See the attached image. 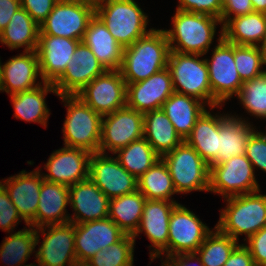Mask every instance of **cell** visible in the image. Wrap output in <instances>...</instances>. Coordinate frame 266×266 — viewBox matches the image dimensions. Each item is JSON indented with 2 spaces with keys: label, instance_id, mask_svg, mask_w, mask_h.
<instances>
[{
  "label": "cell",
  "instance_id": "6da1fadb",
  "mask_svg": "<svg viewBox=\"0 0 266 266\" xmlns=\"http://www.w3.org/2000/svg\"><path fill=\"white\" fill-rule=\"evenodd\" d=\"M170 51L164 29L153 28L123 49L120 72L125 82H140L165 69Z\"/></svg>",
  "mask_w": 266,
  "mask_h": 266
},
{
  "label": "cell",
  "instance_id": "7a4b0ae2",
  "mask_svg": "<svg viewBox=\"0 0 266 266\" xmlns=\"http://www.w3.org/2000/svg\"><path fill=\"white\" fill-rule=\"evenodd\" d=\"M172 29H164L170 50L183 54L206 55L216 35L221 20L204 14L176 9L172 17Z\"/></svg>",
  "mask_w": 266,
  "mask_h": 266
},
{
  "label": "cell",
  "instance_id": "3957f363",
  "mask_svg": "<svg viewBox=\"0 0 266 266\" xmlns=\"http://www.w3.org/2000/svg\"><path fill=\"white\" fill-rule=\"evenodd\" d=\"M259 191L224 199L227 205L220 210V218L216 227L224 234L244 241L266 226V194Z\"/></svg>",
  "mask_w": 266,
  "mask_h": 266
},
{
  "label": "cell",
  "instance_id": "277c9868",
  "mask_svg": "<svg viewBox=\"0 0 266 266\" xmlns=\"http://www.w3.org/2000/svg\"><path fill=\"white\" fill-rule=\"evenodd\" d=\"M67 107L63 124L64 145L90 153L99 152L103 116L85 104L76 95H60Z\"/></svg>",
  "mask_w": 266,
  "mask_h": 266
},
{
  "label": "cell",
  "instance_id": "5b68a950",
  "mask_svg": "<svg viewBox=\"0 0 266 266\" xmlns=\"http://www.w3.org/2000/svg\"><path fill=\"white\" fill-rule=\"evenodd\" d=\"M117 42L126 48L149 33L148 16L135 0H108L95 10Z\"/></svg>",
  "mask_w": 266,
  "mask_h": 266
},
{
  "label": "cell",
  "instance_id": "8992f818",
  "mask_svg": "<svg viewBox=\"0 0 266 266\" xmlns=\"http://www.w3.org/2000/svg\"><path fill=\"white\" fill-rule=\"evenodd\" d=\"M202 56L170 51L167 68L170 71L176 93L195 97L204 102L210 110H213L208 66ZM200 57L202 59H199Z\"/></svg>",
  "mask_w": 266,
  "mask_h": 266
},
{
  "label": "cell",
  "instance_id": "52a82bcc",
  "mask_svg": "<svg viewBox=\"0 0 266 266\" xmlns=\"http://www.w3.org/2000/svg\"><path fill=\"white\" fill-rule=\"evenodd\" d=\"M161 158L168 167L177 193L209 191L210 167L185 141Z\"/></svg>",
  "mask_w": 266,
  "mask_h": 266
},
{
  "label": "cell",
  "instance_id": "ba28073f",
  "mask_svg": "<svg viewBox=\"0 0 266 266\" xmlns=\"http://www.w3.org/2000/svg\"><path fill=\"white\" fill-rule=\"evenodd\" d=\"M221 32V33H220ZM219 33L218 44L213 48L211 59H206L209 83L213 95V107L222 108V104L238 95L243 81L234 61V44L223 38V26Z\"/></svg>",
  "mask_w": 266,
  "mask_h": 266
},
{
  "label": "cell",
  "instance_id": "9c48e42d",
  "mask_svg": "<svg viewBox=\"0 0 266 266\" xmlns=\"http://www.w3.org/2000/svg\"><path fill=\"white\" fill-rule=\"evenodd\" d=\"M254 167L245 154L210 166L209 191L223 198L260 190Z\"/></svg>",
  "mask_w": 266,
  "mask_h": 266
},
{
  "label": "cell",
  "instance_id": "30bf717a",
  "mask_svg": "<svg viewBox=\"0 0 266 266\" xmlns=\"http://www.w3.org/2000/svg\"><path fill=\"white\" fill-rule=\"evenodd\" d=\"M144 137V114L127 105L103 116L99 152L113 155Z\"/></svg>",
  "mask_w": 266,
  "mask_h": 266
},
{
  "label": "cell",
  "instance_id": "8fae6325",
  "mask_svg": "<svg viewBox=\"0 0 266 266\" xmlns=\"http://www.w3.org/2000/svg\"><path fill=\"white\" fill-rule=\"evenodd\" d=\"M95 10L72 0H59L39 26V35H52L82 42Z\"/></svg>",
  "mask_w": 266,
  "mask_h": 266
},
{
  "label": "cell",
  "instance_id": "7c38bea8",
  "mask_svg": "<svg viewBox=\"0 0 266 266\" xmlns=\"http://www.w3.org/2000/svg\"><path fill=\"white\" fill-rule=\"evenodd\" d=\"M211 231L193 211L178 203L169 218L167 259L175 254L196 253Z\"/></svg>",
  "mask_w": 266,
  "mask_h": 266
},
{
  "label": "cell",
  "instance_id": "4fadbf2b",
  "mask_svg": "<svg viewBox=\"0 0 266 266\" xmlns=\"http://www.w3.org/2000/svg\"><path fill=\"white\" fill-rule=\"evenodd\" d=\"M127 84L120 70H106L95 77L76 96L104 116L126 106Z\"/></svg>",
  "mask_w": 266,
  "mask_h": 266
},
{
  "label": "cell",
  "instance_id": "5bb4252c",
  "mask_svg": "<svg viewBox=\"0 0 266 266\" xmlns=\"http://www.w3.org/2000/svg\"><path fill=\"white\" fill-rule=\"evenodd\" d=\"M89 178L109 198L138 190V181L117 160L108 154L95 152L89 160Z\"/></svg>",
  "mask_w": 266,
  "mask_h": 266
},
{
  "label": "cell",
  "instance_id": "9a60e30c",
  "mask_svg": "<svg viewBox=\"0 0 266 266\" xmlns=\"http://www.w3.org/2000/svg\"><path fill=\"white\" fill-rule=\"evenodd\" d=\"M40 233L43 234L44 239L35 253L36 262L42 266H71L77 262L74 223L36 228V234Z\"/></svg>",
  "mask_w": 266,
  "mask_h": 266
},
{
  "label": "cell",
  "instance_id": "2e32d148",
  "mask_svg": "<svg viewBox=\"0 0 266 266\" xmlns=\"http://www.w3.org/2000/svg\"><path fill=\"white\" fill-rule=\"evenodd\" d=\"M178 202L166 200H146L143 207V215L136 233L132 236L134 239L138 234L143 233L152 243L153 248L150 251V259L153 262L161 255L167 260V243L169 234V218ZM166 253V254H165Z\"/></svg>",
  "mask_w": 266,
  "mask_h": 266
},
{
  "label": "cell",
  "instance_id": "e0dca14e",
  "mask_svg": "<svg viewBox=\"0 0 266 266\" xmlns=\"http://www.w3.org/2000/svg\"><path fill=\"white\" fill-rule=\"evenodd\" d=\"M105 71L90 48L80 42L64 73L53 83L57 96L76 95Z\"/></svg>",
  "mask_w": 266,
  "mask_h": 266
},
{
  "label": "cell",
  "instance_id": "ac0fdd59",
  "mask_svg": "<svg viewBox=\"0 0 266 266\" xmlns=\"http://www.w3.org/2000/svg\"><path fill=\"white\" fill-rule=\"evenodd\" d=\"M126 234L108 217L75 224L78 262H87L98 251L119 242Z\"/></svg>",
  "mask_w": 266,
  "mask_h": 266
},
{
  "label": "cell",
  "instance_id": "d6986e66",
  "mask_svg": "<svg viewBox=\"0 0 266 266\" xmlns=\"http://www.w3.org/2000/svg\"><path fill=\"white\" fill-rule=\"evenodd\" d=\"M126 84V105L143 114L161 109L165 100L175 92L167 67L143 81Z\"/></svg>",
  "mask_w": 266,
  "mask_h": 266
},
{
  "label": "cell",
  "instance_id": "ffe728a7",
  "mask_svg": "<svg viewBox=\"0 0 266 266\" xmlns=\"http://www.w3.org/2000/svg\"><path fill=\"white\" fill-rule=\"evenodd\" d=\"M41 170L39 167L31 172L22 170L17 175L0 181L27 226L35 227L39 193L44 180Z\"/></svg>",
  "mask_w": 266,
  "mask_h": 266
},
{
  "label": "cell",
  "instance_id": "44dd1931",
  "mask_svg": "<svg viewBox=\"0 0 266 266\" xmlns=\"http://www.w3.org/2000/svg\"><path fill=\"white\" fill-rule=\"evenodd\" d=\"M91 154L84 149L66 146L53 151L45 163L48 174L42 173L43 179L69 187L88 178Z\"/></svg>",
  "mask_w": 266,
  "mask_h": 266
},
{
  "label": "cell",
  "instance_id": "7402d4cb",
  "mask_svg": "<svg viewBox=\"0 0 266 266\" xmlns=\"http://www.w3.org/2000/svg\"><path fill=\"white\" fill-rule=\"evenodd\" d=\"M80 40L52 35H39L37 54L40 79L54 83L65 71Z\"/></svg>",
  "mask_w": 266,
  "mask_h": 266
},
{
  "label": "cell",
  "instance_id": "603a6c76",
  "mask_svg": "<svg viewBox=\"0 0 266 266\" xmlns=\"http://www.w3.org/2000/svg\"><path fill=\"white\" fill-rule=\"evenodd\" d=\"M39 58L37 51H23V53L10 58L5 64L0 60V92L9 95L32 90L44 82H37Z\"/></svg>",
  "mask_w": 266,
  "mask_h": 266
},
{
  "label": "cell",
  "instance_id": "cb8c5ba5",
  "mask_svg": "<svg viewBox=\"0 0 266 266\" xmlns=\"http://www.w3.org/2000/svg\"><path fill=\"white\" fill-rule=\"evenodd\" d=\"M110 199L88 177L69 186V205L73 216L69 222L81 224L108 218Z\"/></svg>",
  "mask_w": 266,
  "mask_h": 266
},
{
  "label": "cell",
  "instance_id": "d4e9b609",
  "mask_svg": "<svg viewBox=\"0 0 266 266\" xmlns=\"http://www.w3.org/2000/svg\"><path fill=\"white\" fill-rule=\"evenodd\" d=\"M82 42L90 48L105 70H120L124 48L96 15L90 20Z\"/></svg>",
  "mask_w": 266,
  "mask_h": 266
},
{
  "label": "cell",
  "instance_id": "484cf974",
  "mask_svg": "<svg viewBox=\"0 0 266 266\" xmlns=\"http://www.w3.org/2000/svg\"><path fill=\"white\" fill-rule=\"evenodd\" d=\"M223 114L219 115L217 164L224 163L231 157L245 154L247 141L256 129L248 120H245L246 118L242 119L231 113Z\"/></svg>",
  "mask_w": 266,
  "mask_h": 266
},
{
  "label": "cell",
  "instance_id": "4316f807",
  "mask_svg": "<svg viewBox=\"0 0 266 266\" xmlns=\"http://www.w3.org/2000/svg\"><path fill=\"white\" fill-rule=\"evenodd\" d=\"M69 205V187L43 180L35 216V228L69 223L66 207Z\"/></svg>",
  "mask_w": 266,
  "mask_h": 266
},
{
  "label": "cell",
  "instance_id": "83f0119b",
  "mask_svg": "<svg viewBox=\"0 0 266 266\" xmlns=\"http://www.w3.org/2000/svg\"><path fill=\"white\" fill-rule=\"evenodd\" d=\"M50 92L57 95L53 83L44 82L32 90L9 95L15 112L14 117L29 123H39L46 128L51 113L47 108L45 96Z\"/></svg>",
  "mask_w": 266,
  "mask_h": 266
},
{
  "label": "cell",
  "instance_id": "f1b7e54d",
  "mask_svg": "<svg viewBox=\"0 0 266 266\" xmlns=\"http://www.w3.org/2000/svg\"><path fill=\"white\" fill-rule=\"evenodd\" d=\"M210 166L218 163L219 115L207 109L197 119L191 133L184 140Z\"/></svg>",
  "mask_w": 266,
  "mask_h": 266
},
{
  "label": "cell",
  "instance_id": "f546056e",
  "mask_svg": "<svg viewBox=\"0 0 266 266\" xmlns=\"http://www.w3.org/2000/svg\"><path fill=\"white\" fill-rule=\"evenodd\" d=\"M206 104L199 99L174 92L162 105L176 132L183 140L191 133L197 119L206 110Z\"/></svg>",
  "mask_w": 266,
  "mask_h": 266
},
{
  "label": "cell",
  "instance_id": "4dcf8cb0",
  "mask_svg": "<svg viewBox=\"0 0 266 266\" xmlns=\"http://www.w3.org/2000/svg\"><path fill=\"white\" fill-rule=\"evenodd\" d=\"M223 38L232 44L259 46L266 39V13L252 12L229 19Z\"/></svg>",
  "mask_w": 266,
  "mask_h": 266
},
{
  "label": "cell",
  "instance_id": "1f68e13d",
  "mask_svg": "<svg viewBox=\"0 0 266 266\" xmlns=\"http://www.w3.org/2000/svg\"><path fill=\"white\" fill-rule=\"evenodd\" d=\"M144 138L160 157L184 141L162 109L144 114Z\"/></svg>",
  "mask_w": 266,
  "mask_h": 266
},
{
  "label": "cell",
  "instance_id": "d6a6232c",
  "mask_svg": "<svg viewBox=\"0 0 266 266\" xmlns=\"http://www.w3.org/2000/svg\"><path fill=\"white\" fill-rule=\"evenodd\" d=\"M40 27L21 7L11 17L10 22L0 32V43L10 50L24 48V51H36Z\"/></svg>",
  "mask_w": 266,
  "mask_h": 266
},
{
  "label": "cell",
  "instance_id": "836d02e7",
  "mask_svg": "<svg viewBox=\"0 0 266 266\" xmlns=\"http://www.w3.org/2000/svg\"><path fill=\"white\" fill-rule=\"evenodd\" d=\"M145 196L139 191L110 199L108 217L126 234L133 236L143 215Z\"/></svg>",
  "mask_w": 266,
  "mask_h": 266
},
{
  "label": "cell",
  "instance_id": "e575fe53",
  "mask_svg": "<svg viewBox=\"0 0 266 266\" xmlns=\"http://www.w3.org/2000/svg\"><path fill=\"white\" fill-rule=\"evenodd\" d=\"M40 235L36 234V228L28 225L17 232H10L0 246L1 262L7 266H21L28 261L35 247L40 242ZM24 263V264H23Z\"/></svg>",
  "mask_w": 266,
  "mask_h": 266
},
{
  "label": "cell",
  "instance_id": "d590c367",
  "mask_svg": "<svg viewBox=\"0 0 266 266\" xmlns=\"http://www.w3.org/2000/svg\"><path fill=\"white\" fill-rule=\"evenodd\" d=\"M138 190L147 200H166L176 202L172 198L175 191L168 167L160 158L138 179Z\"/></svg>",
  "mask_w": 266,
  "mask_h": 266
},
{
  "label": "cell",
  "instance_id": "8d00e7d4",
  "mask_svg": "<svg viewBox=\"0 0 266 266\" xmlns=\"http://www.w3.org/2000/svg\"><path fill=\"white\" fill-rule=\"evenodd\" d=\"M114 155L119 163L137 179L161 158L144 137L131 142Z\"/></svg>",
  "mask_w": 266,
  "mask_h": 266
},
{
  "label": "cell",
  "instance_id": "74e56055",
  "mask_svg": "<svg viewBox=\"0 0 266 266\" xmlns=\"http://www.w3.org/2000/svg\"><path fill=\"white\" fill-rule=\"evenodd\" d=\"M238 242L230 235L222 233L215 226L196 253L204 266H223L234 248L239 244Z\"/></svg>",
  "mask_w": 266,
  "mask_h": 266
},
{
  "label": "cell",
  "instance_id": "f35d334b",
  "mask_svg": "<svg viewBox=\"0 0 266 266\" xmlns=\"http://www.w3.org/2000/svg\"><path fill=\"white\" fill-rule=\"evenodd\" d=\"M135 239L125 235L119 242L98 251L87 261L90 266H133Z\"/></svg>",
  "mask_w": 266,
  "mask_h": 266
},
{
  "label": "cell",
  "instance_id": "ab89813d",
  "mask_svg": "<svg viewBox=\"0 0 266 266\" xmlns=\"http://www.w3.org/2000/svg\"><path fill=\"white\" fill-rule=\"evenodd\" d=\"M237 98L252 116L266 119V74L243 82Z\"/></svg>",
  "mask_w": 266,
  "mask_h": 266
},
{
  "label": "cell",
  "instance_id": "60d3db41",
  "mask_svg": "<svg viewBox=\"0 0 266 266\" xmlns=\"http://www.w3.org/2000/svg\"><path fill=\"white\" fill-rule=\"evenodd\" d=\"M234 61L243 82L252 80L263 73L261 52L258 46L234 44Z\"/></svg>",
  "mask_w": 266,
  "mask_h": 266
},
{
  "label": "cell",
  "instance_id": "b9f144b4",
  "mask_svg": "<svg viewBox=\"0 0 266 266\" xmlns=\"http://www.w3.org/2000/svg\"><path fill=\"white\" fill-rule=\"evenodd\" d=\"M245 155L252 163L254 170L258 168L266 173V135L264 132L255 130L250 135Z\"/></svg>",
  "mask_w": 266,
  "mask_h": 266
},
{
  "label": "cell",
  "instance_id": "7bdbcfd3",
  "mask_svg": "<svg viewBox=\"0 0 266 266\" xmlns=\"http://www.w3.org/2000/svg\"><path fill=\"white\" fill-rule=\"evenodd\" d=\"M177 10L221 19L223 0H178Z\"/></svg>",
  "mask_w": 266,
  "mask_h": 266
},
{
  "label": "cell",
  "instance_id": "ee69618b",
  "mask_svg": "<svg viewBox=\"0 0 266 266\" xmlns=\"http://www.w3.org/2000/svg\"><path fill=\"white\" fill-rule=\"evenodd\" d=\"M22 220L17 208L11 202L8 192L0 184V229L13 232L15 226Z\"/></svg>",
  "mask_w": 266,
  "mask_h": 266
},
{
  "label": "cell",
  "instance_id": "f6af8a7d",
  "mask_svg": "<svg viewBox=\"0 0 266 266\" xmlns=\"http://www.w3.org/2000/svg\"><path fill=\"white\" fill-rule=\"evenodd\" d=\"M59 0H21V7L40 26Z\"/></svg>",
  "mask_w": 266,
  "mask_h": 266
},
{
  "label": "cell",
  "instance_id": "bcb514c9",
  "mask_svg": "<svg viewBox=\"0 0 266 266\" xmlns=\"http://www.w3.org/2000/svg\"><path fill=\"white\" fill-rule=\"evenodd\" d=\"M256 266L266 263V226L245 240Z\"/></svg>",
  "mask_w": 266,
  "mask_h": 266
},
{
  "label": "cell",
  "instance_id": "7dc6e473",
  "mask_svg": "<svg viewBox=\"0 0 266 266\" xmlns=\"http://www.w3.org/2000/svg\"><path fill=\"white\" fill-rule=\"evenodd\" d=\"M254 12L251 0H223L222 26L231 18ZM233 15V16H232Z\"/></svg>",
  "mask_w": 266,
  "mask_h": 266
},
{
  "label": "cell",
  "instance_id": "c3c4849f",
  "mask_svg": "<svg viewBox=\"0 0 266 266\" xmlns=\"http://www.w3.org/2000/svg\"><path fill=\"white\" fill-rule=\"evenodd\" d=\"M223 266H256L249 249L244 244H238Z\"/></svg>",
  "mask_w": 266,
  "mask_h": 266
},
{
  "label": "cell",
  "instance_id": "681fc988",
  "mask_svg": "<svg viewBox=\"0 0 266 266\" xmlns=\"http://www.w3.org/2000/svg\"><path fill=\"white\" fill-rule=\"evenodd\" d=\"M21 8V0H0V32L6 28L14 13Z\"/></svg>",
  "mask_w": 266,
  "mask_h": 266
},
{
  "label": "cell",
  "instance_id": "f907efd6",
  "mask_svg": "<svg viewBox=\"0 0 266 266\" xmlns=\"http://www.w3.org/2000/svg\"><path fill=\"white\" fill-rule=\"evenodd\" d=\"M166 262L170 266H204L197 253H181L170 256ZM192 263V264H191ZM195 263V264H194Z\"/></svg>",
  "mask_w": 266,
  "mask_h": 266
},
{
  "label": "cell",
  "instance_id": "816d5d0a",
  "mask_svg": "<svg viewBox=\"0 0 266 266\" xmlns=\"http://www.w3.org/2000/svg\"><path fill=\"white\" fill-rule=\"evenodd\" d=\"M72 1L79 2L83 5H87L96 10L97 8L104 5L108 0H72Z\"/></svg>",
  "mask_w": 266,
  "mask_h": 266
},
{
  "label": "cell",
  "instance_id": "f5cc1de1",
  "mask_svg": "<svg viewBox=\"0 0 266 266\" xmlns=\"http://www.w3.org/2000/svg\"><path fill=\"white\" fill-rule=\"evenodd\" d=\"M254 12L266 13V0H251Z\"/></svg>",
  "mask_w": 266,
  "mask_h": 266
},
{
  "label": "cell",
  "instance_id": "db71d44e",
  "mask_svg": "<svg viewBox=\"0 0 266 266\" xmlns=\"http://www.w3.org/2000/svg\"><path fill=\"white\" fill-rule=\"evenodd\" d=\"M261 52L262 68L266 65V39L258 46ZM263 73L266 74V70L263 69Z\"/></svg>",
  "mask_w": 266,
  "mask_h": 266
},
{
  "label": "cell",
  "instance_id": "11a10c76",
  "mask_svg": "<svg viewBox=\"0 0 266 266\" xmlns=\"http://www.w3.org/2000/svg\"><path fill=\"white\" fill-rule=\"evenodd\" d=\"M71 266H90L87 262H74Z\"/></svg>",
  "mask_w": 266,
  "mask_h": 266
},
{
  "label": "cell",
  "instance_id": "9f6ffc18",
  "mask_svg": "<svg viewBox=\"0 0 266 266\" xmlns=\"http://www.w3.org/2000/svg\"><path fill=\"white\" fill-rule=\"evenodd\" d=\"M37 263H38V265L37 264L34 265V263H31V264H28V265L24 264V265H21V266H42L39 262H37Z\"/></svg>",
  "mask_w": 266,
  "mask_h": 266
},
{
  "label": "cell",
  "instance_id": "6f0895ef",
  "mask_svg": "<svg viewBox=\"0 0 266 266\" xmlns=\"http://www.w3.org/2000/svg\"><path fill=\"white\" fill-rule=\"evenodd\" d=\"M162 262H161V266H170L165 260H161Z\"/></svg>",
  "mask_w": 266,
  "mask_h": 266
}]
</instances>
